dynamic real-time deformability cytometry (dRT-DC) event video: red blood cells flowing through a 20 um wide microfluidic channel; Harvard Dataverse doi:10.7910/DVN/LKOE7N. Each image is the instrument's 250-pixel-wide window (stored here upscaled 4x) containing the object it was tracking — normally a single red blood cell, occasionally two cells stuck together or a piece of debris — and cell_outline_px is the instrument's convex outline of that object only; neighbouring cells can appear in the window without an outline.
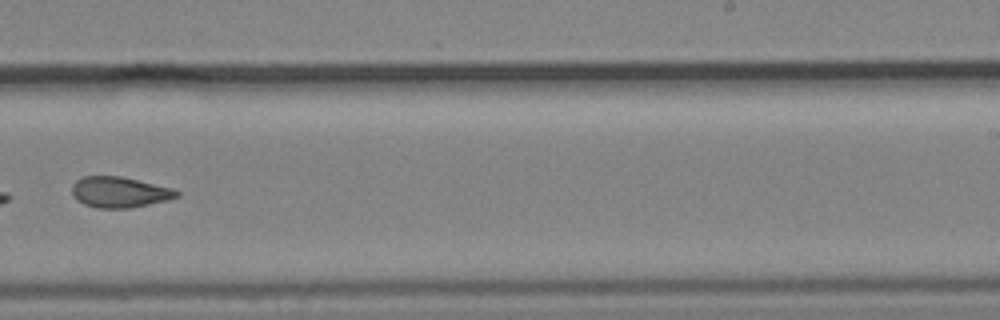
{"species": "common noctule bat (a hibernating species)", "species_latin": "Nyctalus noctula", "temperature_condition": "cold", "stored_images_in_passage": 9, "camera_frame_rate_fps": 3000, "um_per_image_px": 0.085, "animal": {"sex": "male", "body_mass_g": 19.2, "forearm_length_mm": 51.8}, "frame": {"image": 1, "passage_image": 7, "time_ms": 2.0, "image_size_px": [1000, 320], "cell_outline_px": [[180, 196], [168, 200], [128, 208], [96, 208], [84, 204], [76, 200], [72, 196], [72, 184], [76, 180], [84, 176], [120, 176], [172, 188], [180, 192]], "centroid_in_image_um": [10.13, 16.33], "position_along_channel_um": 278.9, "area_um2": 18.79}}
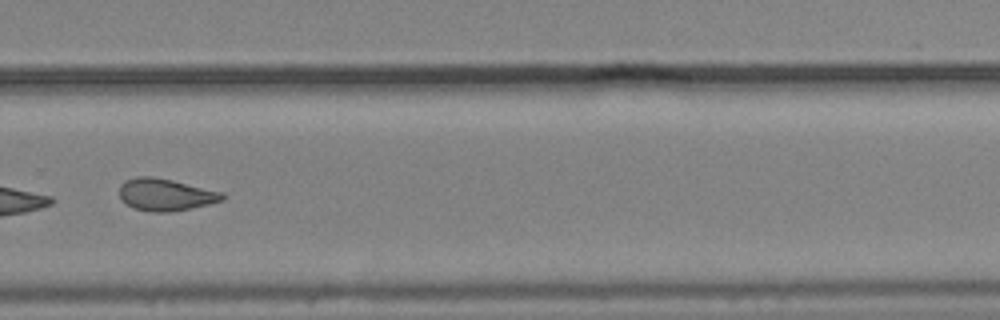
{"frame": {"image": 2, "passage_image": 8, "time_ms": 2.333, "image_size_px": [1000, 320], "cell_outline_px": [[224, 200], [192, 208], [168, 212], [152, 212], [132, 208], [120, 200], [120, 184], [124, 180], [136, 176], [152, 176], [172, 180], [224, 192]], "centroid_in_image_um": [14.04, 16.54], "position_along_channel_um": 315.8, "area_um2": 19.48}}
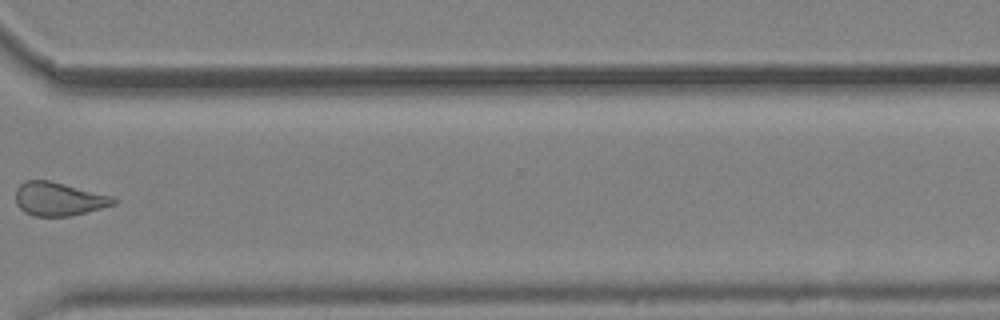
{"frame": {"image": 3, "passage_image": 9, "time_ms": 2.667, "image_size_px": [1000, 320], "cell_outline_px": [[116, 204], [68, 216], [36, 216], [24, 212], [16, 204], [16, 188], [24, 180], [48, 180], [112, 196], [116, 200]], "centroid_in_image_um": [4.94, 16.91], "position_along_channel_um": 365.7, "area_um2": 18.84}}